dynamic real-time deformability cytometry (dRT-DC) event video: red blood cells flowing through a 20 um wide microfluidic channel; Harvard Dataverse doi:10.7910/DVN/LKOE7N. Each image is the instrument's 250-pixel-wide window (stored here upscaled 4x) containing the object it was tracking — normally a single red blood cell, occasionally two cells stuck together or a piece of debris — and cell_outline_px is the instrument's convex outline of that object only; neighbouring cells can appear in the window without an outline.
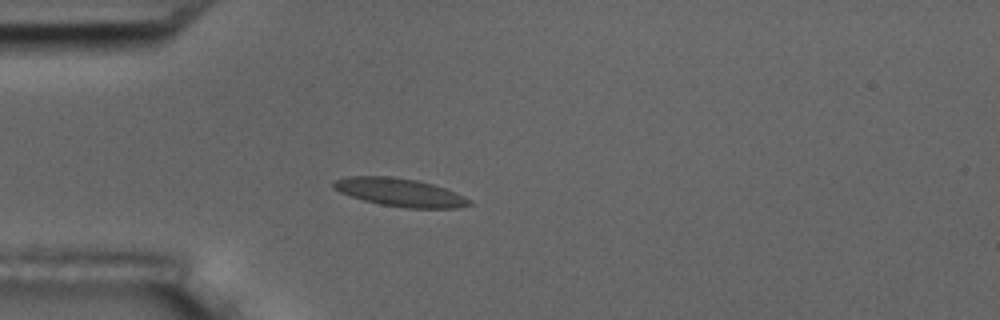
{"species": "common noctule bat (a hibernating species)", "species_latin": "Nyctalus noctula", "temperature_condition": "room temperature", "stored_images_in_passage": 3, "camera_frame_rate_fps": 3000, "um_per_image_px": 0.085, "animal": {"sex": "male", "body_mass_g": 17.5, "forearm_length_mm": 52.3}, "frame": {"image": 1, "passage_image": 3, "time_ms": 0.667, "image_size_px": [1000, 320], "cell_outline_px": [[472, 204], [456, 208], [408, 208], [380, 204], [364, 200], [340, 192], [332, 188], [332, 184], [336, 180], [348, 176], [392, 176], [416, 180], [432, 184], [444, 188], [464, 196], [472, 200]], "centroid_in_image_um": [33.99, 16.35], "position_along_channel_um": 51.0, "area_um2": 22.08}}